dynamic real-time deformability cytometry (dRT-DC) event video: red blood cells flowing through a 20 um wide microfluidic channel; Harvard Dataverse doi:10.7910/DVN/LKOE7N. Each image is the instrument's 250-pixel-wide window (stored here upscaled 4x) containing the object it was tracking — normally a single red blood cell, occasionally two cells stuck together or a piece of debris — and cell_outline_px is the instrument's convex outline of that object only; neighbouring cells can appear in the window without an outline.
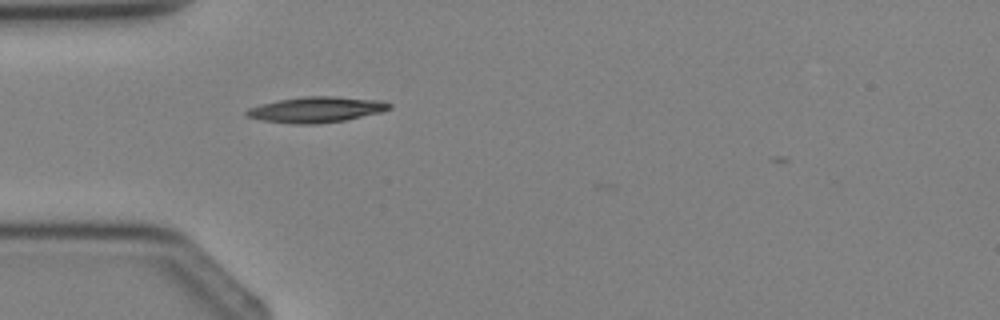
{"species": "Egyptian fruit bat (a non-hibernating species)", "species_latin": "Rousettus aegyptiacus", "temperature_condition": "cold", "stored_images_in_passage": 3, "camera_frame_rate_fps": 3000, "um_per_image_px": 0.085, "animal": {"sex": "female"}, "frame": {"image": 1, "passage_image": 3, "time_ms": 2.333, "image_size_px": [1000, 320], "cell_outline_px": [[392, 108], [380, 112], [344, 120], [316, 124], [292, 124], [264, 120], [244, 116], [244, 112], [248, 108], [260, 104], [280, 100], [304, 96], [336, 96], [380, 100], [392, 104]], "centroid_in_image_um": [26.87, 9.31], "position_along_channel_um": 58.1, "area_um2": 21.33}}